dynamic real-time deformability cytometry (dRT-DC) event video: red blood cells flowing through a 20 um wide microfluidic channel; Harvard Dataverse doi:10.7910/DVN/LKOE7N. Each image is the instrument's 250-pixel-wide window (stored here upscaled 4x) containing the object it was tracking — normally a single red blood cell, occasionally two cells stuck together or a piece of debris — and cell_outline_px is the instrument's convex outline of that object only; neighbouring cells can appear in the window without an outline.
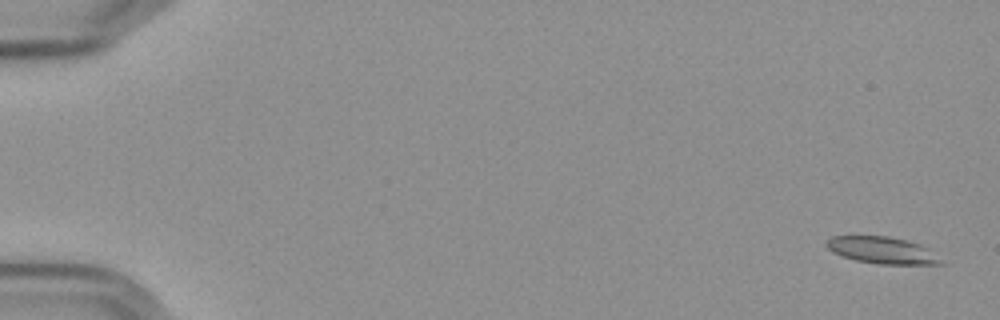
{"species": "Egyptian fruit bat (a non-hibernating species)", "species_latin": "Rousettus aegyptiacus", "temperature_condition": "cold", "stored_images_in_passage": 58, "camera_frame_rate_fps": 3000, "um_per_image_px": 0.085, "frame": {"image": 1, "passage_image": 2, "time_ms": 0.333, "image_size_px": [1000, 320], "cell_outline_px": [[944, 264], [876, 264], [856, 260], [832, 252], [824, 244], [832, 236], [888, 236], [908, 240], [920, 244], [928, 248]], "centroid_in_image_um": [74.96, 21.26], "position_along_channel_um": 10.0, "area_um2": 17.74}}
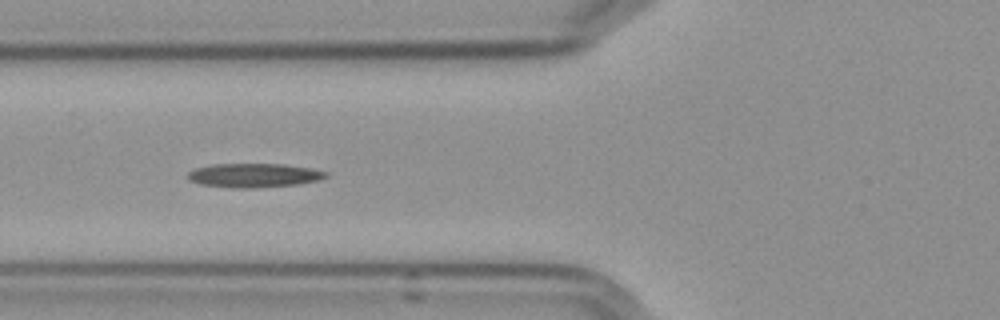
{"frame": {"image": 2, "passage_image": 23, "time_ms": 7.333, "image_size_px": [1000, 320], "cell_outline_px": [[328, 176], [320, 180], [300, 184], [256, 188], [232, 188], [200, 184], [188, 180], [188, 172], [196, 168], [212, 164], [284, 164], [312, 168], [328, 172]], "centroid_in_image_um": [21.62, 14.91], "position_along_channel_um": 104.2, "area_um2": 19.54}}
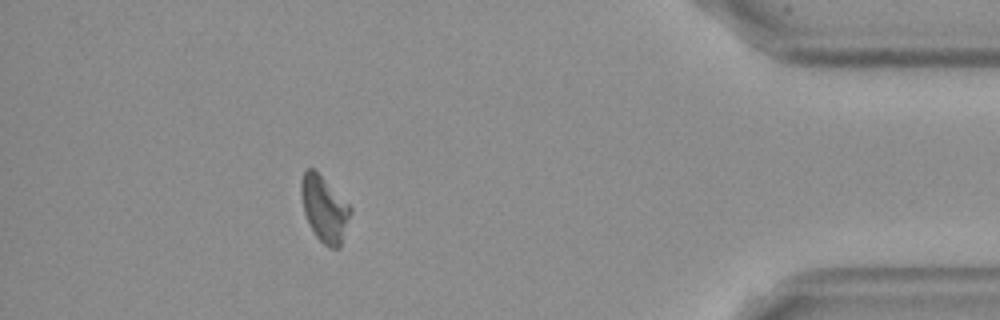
{"frame": {"image": 3, "passage_image": 52, "time_ms": 17.0, "image_size_px": [1000, 320], "cell_outline_px": [[352, 212], [340, 248], [328, 248], [316, 236], [304, 212], [300, 196], [300, 180], [304, 172], [308, 168], [316, 168], [352, 208]], "centroid_in_image_um": [27.57, 17.72], "position_along_channel_um": 407.6, "area_um2": 19.13}, "authors_computed_cell_mechanics": {"area_um2": 18.6116, "velocity_mm_per_s": 3.5826, "shape_relaxation_time_tau1_ms": 7.027, "shape_relaxation_time_tau2_ms": null, "deformation_change_tau1": 0.1867, "deformation_change_tau2": null}}